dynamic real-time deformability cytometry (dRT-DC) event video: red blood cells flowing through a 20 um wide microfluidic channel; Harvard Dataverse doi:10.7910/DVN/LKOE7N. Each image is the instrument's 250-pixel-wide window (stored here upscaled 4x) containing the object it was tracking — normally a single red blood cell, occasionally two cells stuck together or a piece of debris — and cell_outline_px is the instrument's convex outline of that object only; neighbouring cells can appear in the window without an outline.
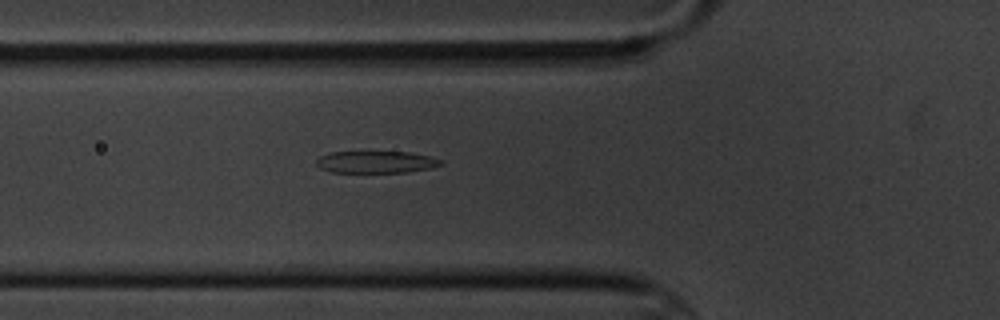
{"species": "common noctule bat (a hibernating species)", "species_latin": "Nyctalus noctula", "temperature_condition": "cold", "stored_images_in_passage": 3, "camera_frame_rate_fps": 3000, "um_per_image_px": 0.085, "animal": {"sex": "male", "body_mass_g": 20.1, "forearm_length_mm": 53.5}, "frame": {"image": 1, "passage_image": 3, "time_ms": 3.0, "image_size_px": [1000, 320], "cell_outline_px": [[444, 164], [432, 168], [408, 172], [332, 172], [320, 168], [316, 164], [316, 160], [320, 156], [328, 152], [408, 152], [428, 156], [440, 160]], "centroid_in_image_um": [31.95, 13.77], "position_along_channel_um": 93.9, "area_um2": 15.9}}